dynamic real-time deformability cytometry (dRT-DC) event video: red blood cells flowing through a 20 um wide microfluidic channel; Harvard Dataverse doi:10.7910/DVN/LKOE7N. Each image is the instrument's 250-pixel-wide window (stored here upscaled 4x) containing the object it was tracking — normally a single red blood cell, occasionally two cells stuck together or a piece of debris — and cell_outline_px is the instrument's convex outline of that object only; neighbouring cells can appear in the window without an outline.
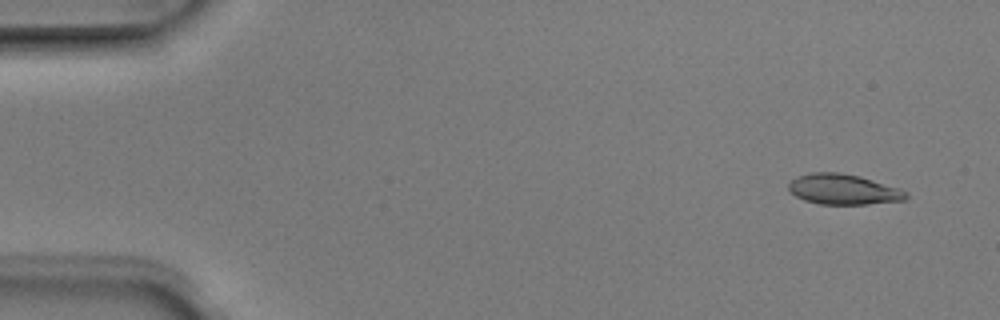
{"species": "Egyptian fruit bat (a non-hibernating species)", "species_latin": "Rousettus aegyptiacus", "temperature_condition": "room temperature", "stored_images_in_passage": 4, "camera_frame_rate_fps": 3000, "um_per_image_px": 0.085, "animal": {"sex": "male"}, "frame": {"image": 1, "passage_image": 1, "time_ms": 0.0, "image_size_px": [1000, 320], "cell_outline_px": [[908, 196], [904, 200], [868, 204], [820, 204], [804, 200], [796, 196], [788, 188], [788, 184], [796, 176], [812, 172], [840, 172], [860, 176], [900, 188], [908, 192]], "centroid_in_image_um": [71.69, 16.09], "position_along_channel_um": 13.3, "area_um2": 20.87}}
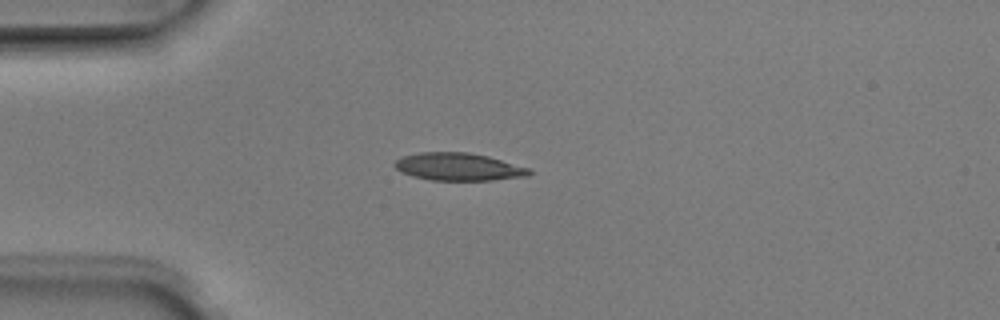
{"frame": {"image": 2, "passage_image": 4, "time_ms": 1.0, "image_size_px": [1000, 320], "cell_outline_px": [[532, 172], [528, 176], [492, 180], [432, 180], [412, 176], [400, 172], [392, 164], [400, 156], [420, 152], [468, 152], [488, 156], [528, 168]], "centroid_in_image_um": [38.92, 14.17], "position_along_channel_um": 46.1, "area_um2": 21.68}}